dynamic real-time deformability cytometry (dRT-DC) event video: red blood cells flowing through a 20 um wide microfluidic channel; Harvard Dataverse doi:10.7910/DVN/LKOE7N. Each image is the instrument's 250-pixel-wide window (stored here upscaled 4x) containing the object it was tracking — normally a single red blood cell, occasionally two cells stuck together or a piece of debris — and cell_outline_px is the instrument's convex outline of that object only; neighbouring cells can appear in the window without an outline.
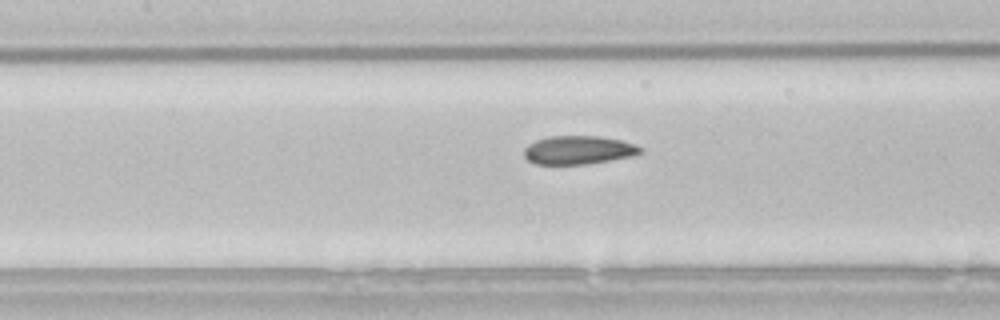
{"species": "common noctule bat (a hibernating species)", "species_latin": "Nyctalus noctula", "temperature_condition": "room temperature", "stored_images_in_passage": 38, "camera_frame_rate_fps": 3000, "um_per_image_px": 0.085, "animal": {"sex": "male", "body_mass_g": 21.5, "forearm_length_mm": 52.0}, "frame": {"image": 1, "passage_image": 13, "time_ms": 4.0, "image_size_px": [1000, 320], "cell_outline_px": [[640, 152], [632, 156], [588, 164], [536, 164], [528, 160], [524, 156], [524, 148], [528, 144], [536, 140], [548, 136], [600, 136], [620, 140], [636, 144], [640, 148]], "centroid_in_image_um": [49.13, 12.75], "position_along_channel_um": 158.3, "area_um2": 19.25}}
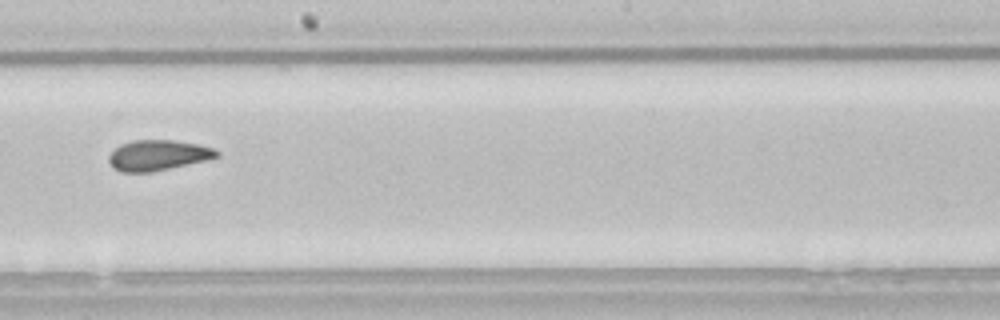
{"frame": {"image": 2, "passage_image": 19, "time_ms": 6.0, "image_size_px": [1000, 320], "cell_outline_px": [[220, 156], [208, 160], [152, 172], [120, 172], [112, 168], [108, 160], [108, 156], [120, 144], [132, 140], [172, 140], [196, 144], [212, 148], [220, 152]], "centroid_in_image_um": [13.41, 13.2], "position_along_channel_um": 234.8, "area_um2": 19.25}}
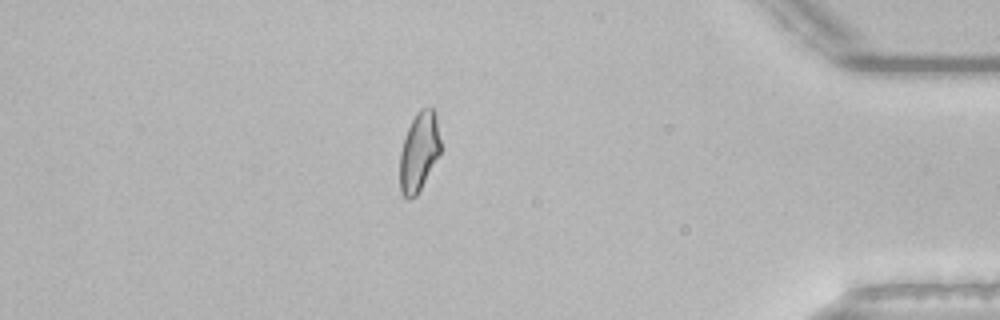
{"frame": {"image": 3, "passage_image": 35, "time_ms": 11.333, "image_size_px": [1000, 320], "cell_outline_px": [[440, 152], [416, 196], [408, 200], [400, 192], [400, 152], [408, 128], [416, 112], [420, 108], [432, 108], [436, 120], [440, 140]], "centroid_in_image_um": [35.59, 12.92], "position_along_channel_um": 399.6, "area_um2": 18.32}, "authors_computed_cell_mechanics": {"area_um2": 19.2474, "velocity_mm_per_s": 3.8324, "shape_relaxation_time_tau1_ms": null, "shape_relaxation_time_tau2_ms": 3.1, "deformation_change_tau1": null, "deformation_change_tau2": 0.0741}}